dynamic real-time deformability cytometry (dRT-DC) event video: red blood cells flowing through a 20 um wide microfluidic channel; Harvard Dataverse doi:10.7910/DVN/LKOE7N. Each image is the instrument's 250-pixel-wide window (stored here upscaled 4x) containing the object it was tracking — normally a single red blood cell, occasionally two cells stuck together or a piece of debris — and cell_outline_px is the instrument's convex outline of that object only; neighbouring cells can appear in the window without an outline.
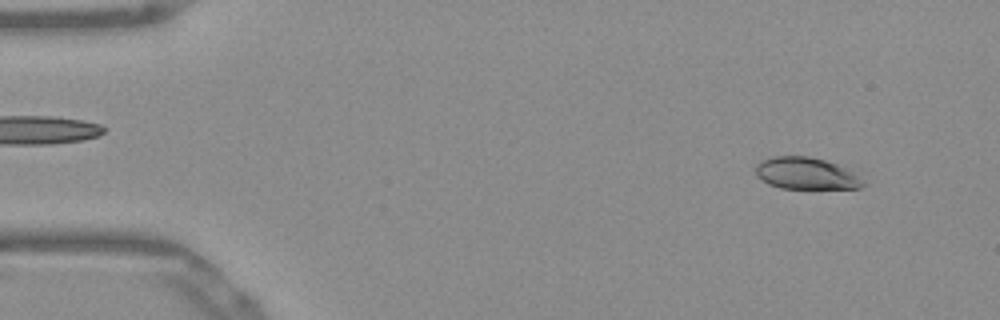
{"species": "Egyptian fruit bat (a non-hibernating species)", "species_latin": "Rousettus aegyptiacus", "temperature_condition": "warm", "stored_images_in_passage": 51, "camera_frame_rate_fps": 3000, "um_per_image_px": 0.085, "frame": {"image": 1, "passage_image": 4, "time_ms": 1.0, "image_size_px": [1000, 320], "cell_outline_px": [[864, 184], [860, 188], [780, 188], [768, 184], [756, 176], [756, 164], [772, 156], [808, 156], [824, 160], [836, 164], [852, 172]], "centroid_in_image_um": [68.44, 14.74], "position_along_channel_um": 16.6, "area_um2": 19.54}}
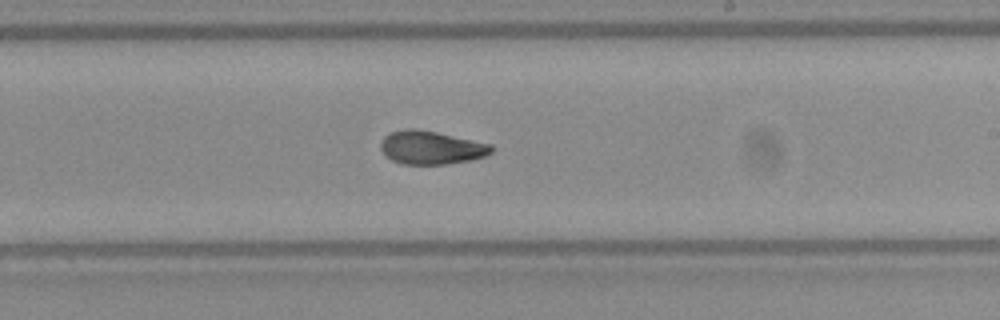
{"frame": {"image": 2, "passage_image": 30, "time_ms": 9.667, "image_size_px": [1000, 320], "cell_outline_px": [[496, 148], [488, 156], [472, 160], [444, 164], [404, 164], [392, 160], [380, 148], [380, 144], [384, 136], [388, 132], [404, 128], [416, 128], [436, 132], [492, 144]], "centroid_in_image_um": [36.68, 12.53], "position_along_channel_um": 252.3, "area_um2": 21.73}}
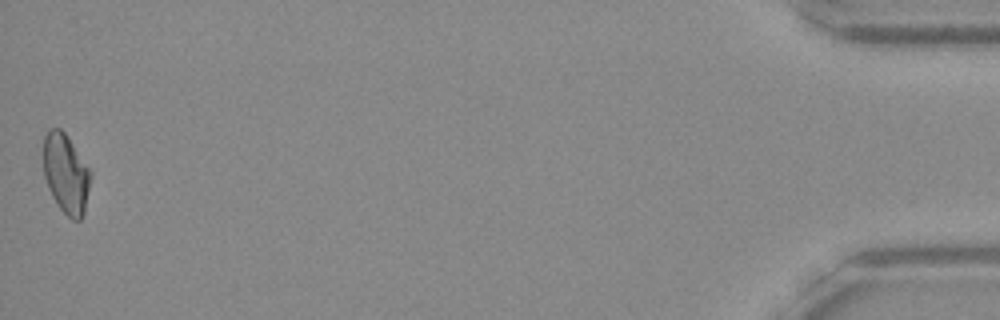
{"frame": {"image": 3, "passage_image": 51, "time_ms": 16.667, "image_size_px": [1000, 320], "cell_outline_px": [[92, 176], [84, 212], [80, 220], [72, 220], [56, 204], [48, 188], [44, 176], [44, 136], [48, 128], [60, 128], [64, 132], [92, 172]], "centroid_in_image_um": [5.61, 14.77], "position_along_channel_um": 429.6, "area_um2": 21.85}, "authors_computed_cell_mechanics": {"area_um2": 21.5016, "velocity_mm_per_s": 3.8986, "shape_relaxation_time_tau1_ms": 10.5723, "shape_relaxation_time_tau2_ms": 1.9677, "deformation_change_tau1": 0.2346, "deformation_change_tau2": 0.0757}}